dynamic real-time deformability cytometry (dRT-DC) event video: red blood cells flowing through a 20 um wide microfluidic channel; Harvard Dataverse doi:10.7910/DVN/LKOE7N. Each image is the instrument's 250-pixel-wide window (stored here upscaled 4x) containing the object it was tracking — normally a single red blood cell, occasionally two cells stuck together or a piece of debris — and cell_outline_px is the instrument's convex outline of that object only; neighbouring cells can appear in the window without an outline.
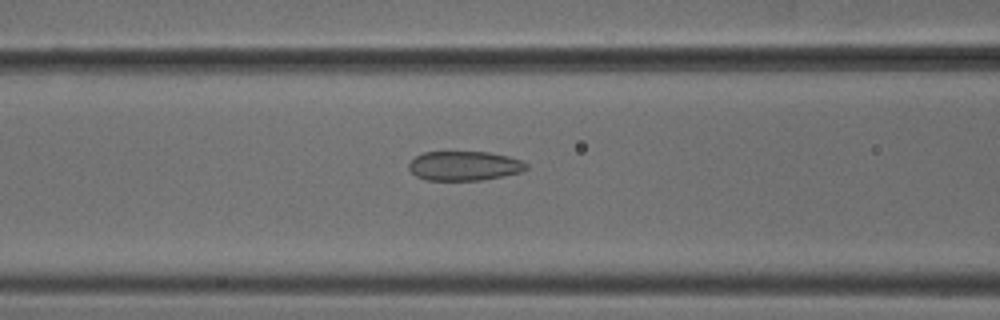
{"species": "common noctule bat (a hibernating species)", "species_latin": "Nyctalus noctula", "temperature_condition": "cold", "stored_images_in_passage": 39, "camera_frame_rate_fps": 3000, "um_per_image_px": 0.085, "animal": {"sex": "male", "body_mass_g": 18.8}, "frame": {"image": 1, "passage_image": 21, "time_ms": 6.667, "image_size_px": [1000, 320], "cell_outline_px": [[528, 168], [520, 172], [504, 176], [484, 180], [428, 180], [416, 176], [408, 168], [408, 164], [416, 156], [424, 152], [488, 152], [508, 156], [520, 160], [528, 164]], "centroid_in_image_um": [39.48, 14.1], "position_along_channel_um": 127.1, "area_um2": 20.11}}
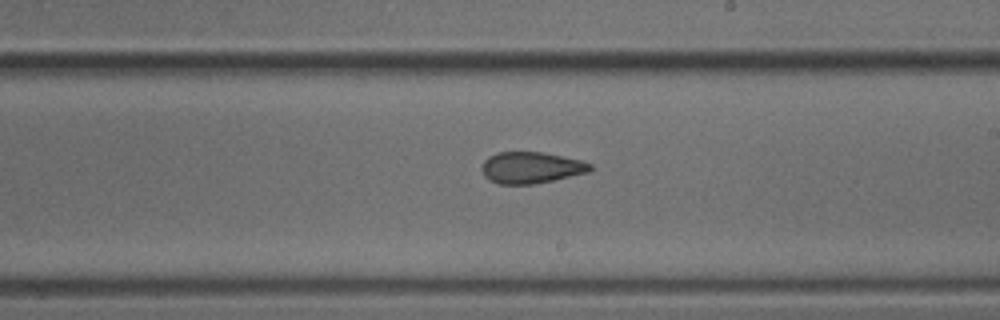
{"frame": {"image": 2, "passage_image": 30, "time_ms": 9.667, "image_size_px": [1000, 320], "cell_outline_px": [[592, 168], [588, 172], [552, 180], [532, 184], [500, 184], [488, 180], [484, 176], [480, 168], [484, 160], [488, 156], [496, 152], [540, 152], [580, 160], [592, 164]], "centroid_in_image_um": [45.07, 14.25], "position_along_channel_um": 243.9, "area_um2": 19.77}}
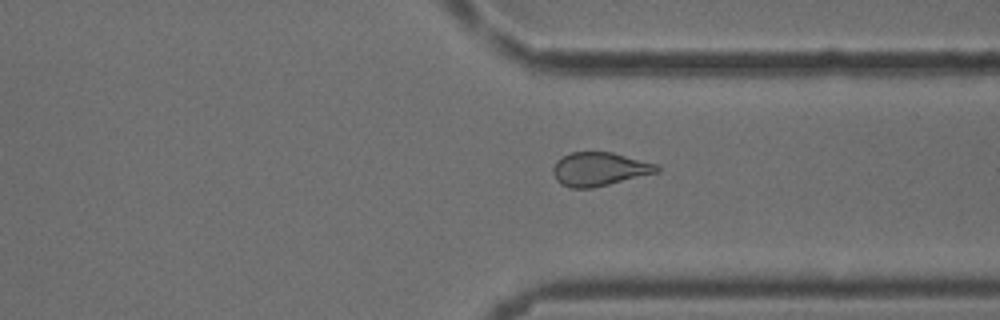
{"frame": {"image": 3, "passage_image": 39, "time_ms": 12.667, "image_size_px": [1000, 320], "cell_outline_px": [[660, 172], [592, 188], [572, 188], [560, 184], [556, 180], [552, 172], [552, 168], [556, 160], [572, 152], [612, 152], [656, 164], [660, 168]], "centroid_in_image_um": [50.93, 14.38], "position_along_channel_um": 360.5, "area_um2": 20.35}}